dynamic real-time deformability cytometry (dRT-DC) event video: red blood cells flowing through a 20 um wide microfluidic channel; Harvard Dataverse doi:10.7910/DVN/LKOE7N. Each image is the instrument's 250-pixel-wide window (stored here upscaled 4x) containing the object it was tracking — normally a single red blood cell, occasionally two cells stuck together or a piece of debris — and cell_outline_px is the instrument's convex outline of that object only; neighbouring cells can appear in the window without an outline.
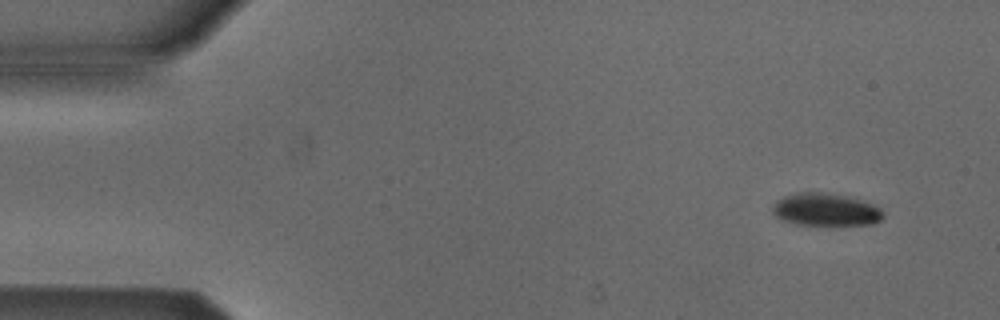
{"species": "Egyptian fruit bat (a non-hibernating species)", "species_latin": "Rousettus aegyptiacus", "temperature_condition": "cold", "stored_images_in_passage": 4, "camera_frame_rate_fps": 3000, "um_per_image_px": 0.085, "animal": {"sex": "male"}, "frame": {"image": 1, "passage_image": 1, "time_ms": 0.0, "image_size_px": [1000, 320], "cell_outline_px": [[884, 216], [880, 220], [872, 224], [796, 224], [784, 220], [776, 216], [772, 212], [772, 208], [776, 200], [784, 196], [800, 192], [824, 192], [856, 196], [880, 208], [884, 212]], "centroid_in_image_um": [70.22, 17.78], "position_along_channel_um": 14.8, "area_um2": 21.15}}
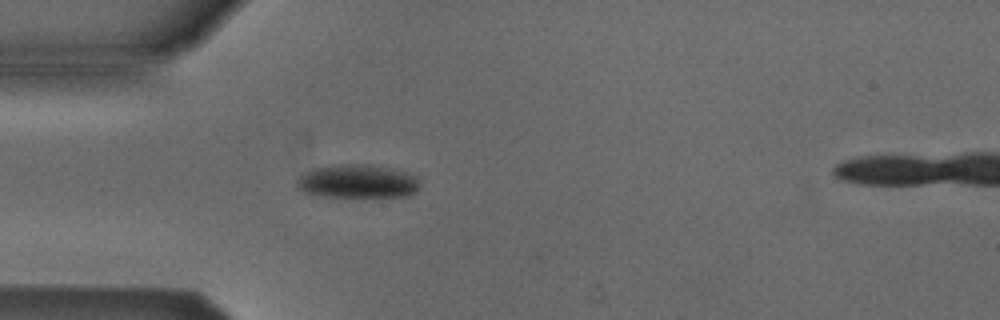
{"frame": {"image": 2, "passage_image": 4, "time_ms": 3.667, "image_size_px": [1000, 320], "cell_outline_px": [[420, 184], [416, 192], [408, 196], [320, 196], [304, 192], [296, 188], [296, 180], [304, 172], [312, 168], [332, 164], [372, 164], [392, 168], [408, 172], [416, 176], [420, 180]], "centroid_in_image_um": [30.39, 15.39], "position_along_channel_um": 54.6, "area_um2": 24.45}}